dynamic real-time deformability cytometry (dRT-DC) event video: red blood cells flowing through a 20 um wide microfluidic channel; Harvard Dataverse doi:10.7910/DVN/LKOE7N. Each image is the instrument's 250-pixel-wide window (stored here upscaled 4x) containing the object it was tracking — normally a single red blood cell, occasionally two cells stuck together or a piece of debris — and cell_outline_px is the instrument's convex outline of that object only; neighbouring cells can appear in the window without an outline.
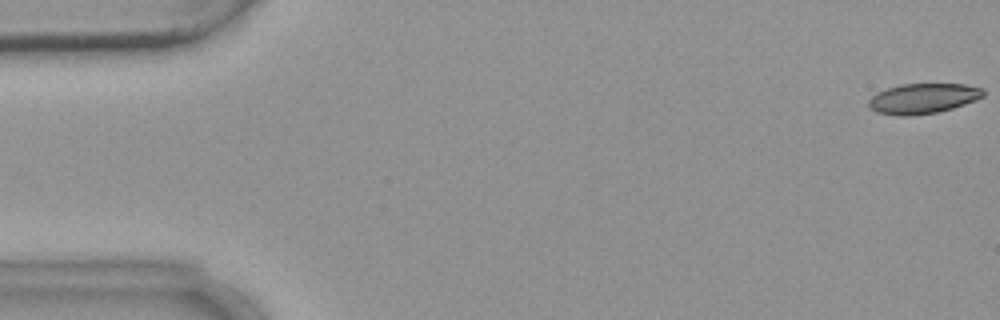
{"species": "common noctule bat (a hibernating species)", "species_latin": "Nyctalus noctula", "temperature_condition": "warm", "stored_images_in_passage": 4, "camera_frame_rate_fps": 3000, "um_per_image_px": 0.085, "animal": {"sex": "female", "body_mass_g": 18.4}, "frame": {"image": 1, "passage_image": 1, "time_ms": 0.0, "image_size_px": [1000, 320], "cell_outline_px": [[984, 96], [976, 100], [952, 108], [936, 112], [912, 116], [900, 116], [876, 112], [868, 108], [868, 100], [876, 92], [900, 84], [964, 84], [984, 88]], "centroid_in_image_um": [78.43, 8.37], "position_along_channel_um": 6.6, "area_um2": 20.29}}